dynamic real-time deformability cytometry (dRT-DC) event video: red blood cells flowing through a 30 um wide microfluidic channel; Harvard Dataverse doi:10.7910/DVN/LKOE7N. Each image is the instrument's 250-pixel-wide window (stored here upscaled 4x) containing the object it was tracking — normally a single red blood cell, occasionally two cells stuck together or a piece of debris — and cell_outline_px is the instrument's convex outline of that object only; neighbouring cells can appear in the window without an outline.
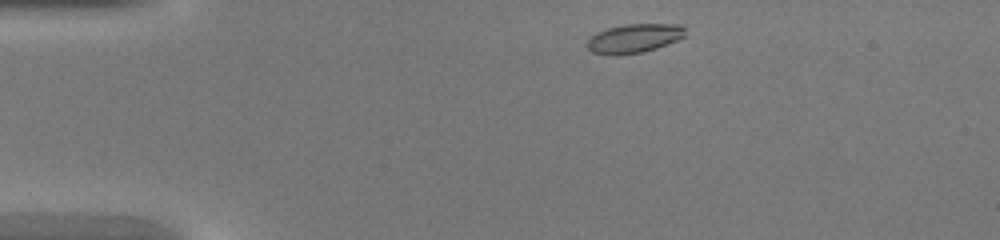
{"species": "common noctule bat (a hibernating species)", "species_latin": "Nyctalus noctula", "temperature_condition": "warm", "stored_images_in_passage": 37, "camera_frame_rate_fps": 3000, "um_per_image_px": 0.085, "animal": {"sex": "female", "body_mass_g": 20.0, "forearm_length_mm": 54.0}, "frame": {"image": 1, "passage_image": 1, "time_ms": 0.0, "image_size_px": [1000, 240], "cell_outline_px": [[684, 36], [668, 44], [656, 48], [640, 52], [616, 56], [612, 56], [592, 52], [588, 48], [588, 40], [596, 32], [608, 28], [624, 24], [680, 24], [684, 28]], "centroid_in_image_um": [53.88, 3.26], "position_along_channel_um": 31.1, "area_um2": 16.47}}
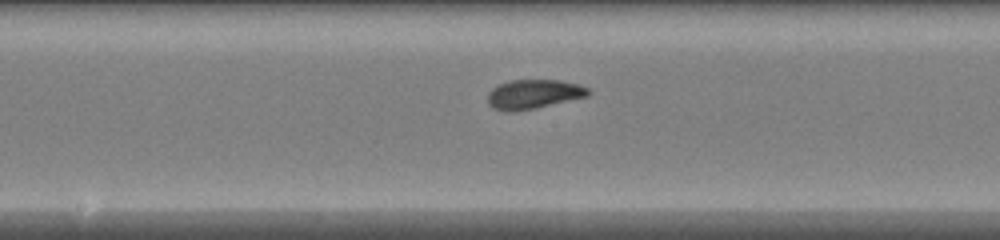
{"frame": {"image": 2, "passage_image": 16, "time_ms": 5.0, "image_size_px": [1000, 240], "cell_outline_px": [[592, 92], [588, 96], [536, 108], [512, 112], [508, 112], [492, 108], [488, 104], [488, 92], [492, 88], [500, 84], [512, 80], [560, 80], [580, 84], [588, 88]], "centroid_in_image_um": [45.36, 8.01], "position_along_channel_um": 202.8, "area_um2": 17.28}}
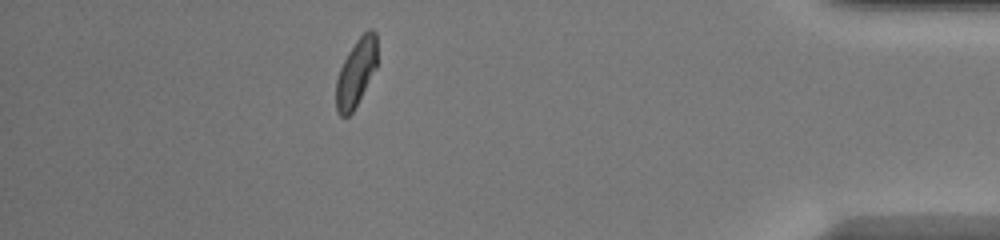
{"frame": {"image": 3, "passage_image": 32, "time_ms": 10.333, "image_size_px": [1000, 240], "cell_outline_px": [[376, 68], [352, 112], [348, 116], [340, 116], [336, 112], [336, 80], [340, 68], [348, 52], [356, 40], [368, 28], [372, 28], [376, 32]], "centroid_in_image_um": [30.25, 6.16], "position_along_channel_um": 404.9, "area_um2": 16.01}}